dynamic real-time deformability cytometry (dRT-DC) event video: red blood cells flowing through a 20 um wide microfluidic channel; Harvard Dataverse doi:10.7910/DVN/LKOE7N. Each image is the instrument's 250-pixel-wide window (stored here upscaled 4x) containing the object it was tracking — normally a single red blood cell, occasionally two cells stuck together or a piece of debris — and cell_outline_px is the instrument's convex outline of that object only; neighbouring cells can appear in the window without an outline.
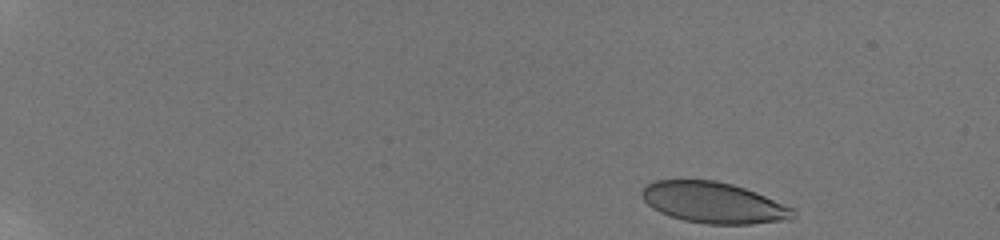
{"species": "human", "species_latin": "Homo sapiens", "temperature_condition": "room temperature", "stored_images_in_passage": 28, "camera_frame_rate_fps": 3000, "um_per_image_px": 0.085, "donor": {"sex": "male"}, "frame": {"image": 1, "passage_image": 1, "time_ms": 0.0, "image_size_px": [1000, 240], "cell_outline_px": [[796, 216], [792, 220], [752, 224], [708, 224], [684, 220], [660, 212], [652, 208], [644, 200], [640, 192], [648, 184], [656, 180], [716, 180], [732, 184], [756, 192], [796, 208]], "centroid_in_image_um": [60.73, 17.23], "position_along_channel_um": 24.3, "area_um2": 36.36}}
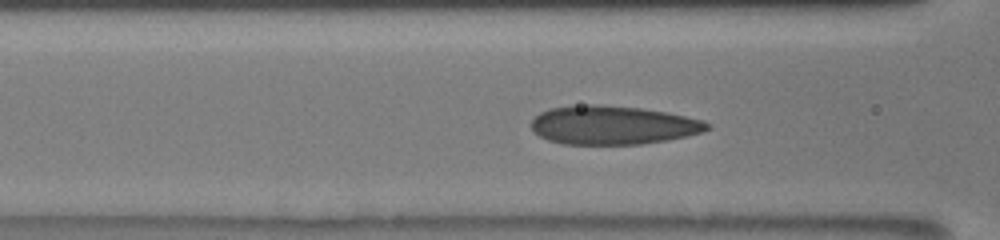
{"frame": {"image": 2, "passage_image": 19, "time_ms": 6.333, "image_size_px": [1000, 240], "cell_outline_px": [[712, 128], [704, 132], [668, 140], [640, 144], [564, 144], [548, 140], [532, 132], [532, 120], [540, 112], [548, 108], [588, 104], [596, 104], [644, 108], [704, 120], [712, 124]], "centroid_in_image_um": [52.12, 10.63], "position_along_channel_um": 114.5, "area_um2": 39.88}}
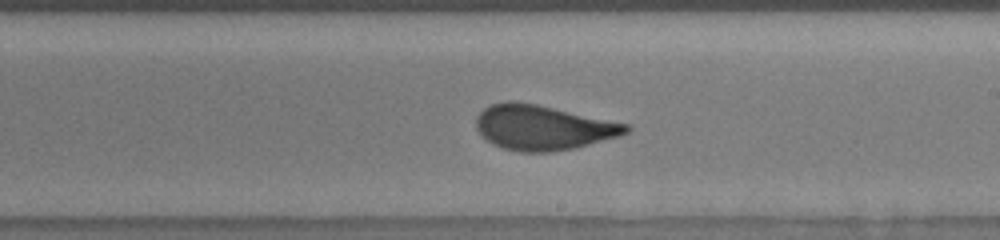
{"frame": {"image": 3, "passage_image": 28, "time_ms": 9.667, "image_size_px": [1000, 240], "cell_outline_px": [[632, 128], [628, 132], [620, 136], [576, 148], [548, 152], [520, 152], [504, 148], [492, 144], [476, 128], [476, 116], [484, 108], [492, 104], [508, 100], [512, 100], [536, 104], [628, 124]], "centroid_in_image_um": [46.15, 10.84], "position_along_channel_um": 242.8, "area_um2": 39.07}}